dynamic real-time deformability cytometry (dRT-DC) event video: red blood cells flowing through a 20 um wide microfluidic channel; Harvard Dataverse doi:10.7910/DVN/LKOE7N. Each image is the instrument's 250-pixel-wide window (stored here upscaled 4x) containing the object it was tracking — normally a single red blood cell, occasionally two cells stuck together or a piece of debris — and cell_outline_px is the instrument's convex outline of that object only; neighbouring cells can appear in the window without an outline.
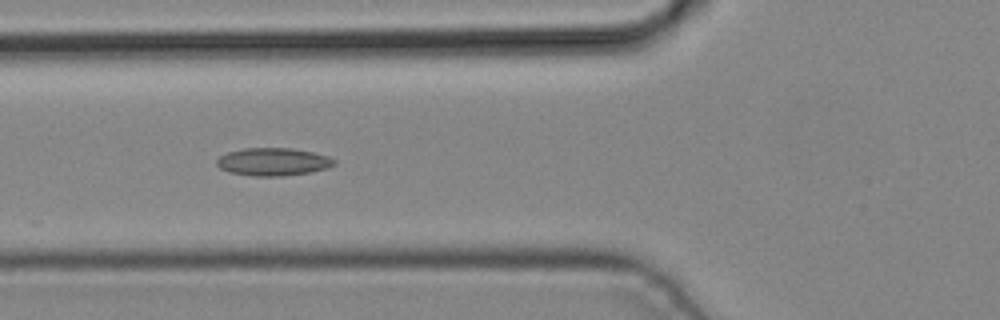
{"species": "common noctule bat (a hibernating species)", "species_latin": "Nyctalus noctula", "temperature_condition": "cold", "stored_images_in_passage": 4, "camera_frame_rate_fps": 3000, "um_per_image_px": 0.085, "animal": {"sex": "male", "body_mass_g": 19.2, "forearm_length_mm": 51.8}, "frame": {"image": 1, "passage_image": 4, "time_ms": 1.0, "image_size_px": [1000, 320], "cell_outline_px": [[336, 164], [328, 168], [308, 172], [284, 176], [252, 176], [228, 172], [220, 168], [216, 164], [216, 160], [220, 156], [228, 152], [244, 148], [292, 148], [312, 152], [328, 156], [336, 160]], "centroid_in_image_um": [23.21, 13.75], "position_along_channel_um": 102.6, "area_um2": 19.07}}